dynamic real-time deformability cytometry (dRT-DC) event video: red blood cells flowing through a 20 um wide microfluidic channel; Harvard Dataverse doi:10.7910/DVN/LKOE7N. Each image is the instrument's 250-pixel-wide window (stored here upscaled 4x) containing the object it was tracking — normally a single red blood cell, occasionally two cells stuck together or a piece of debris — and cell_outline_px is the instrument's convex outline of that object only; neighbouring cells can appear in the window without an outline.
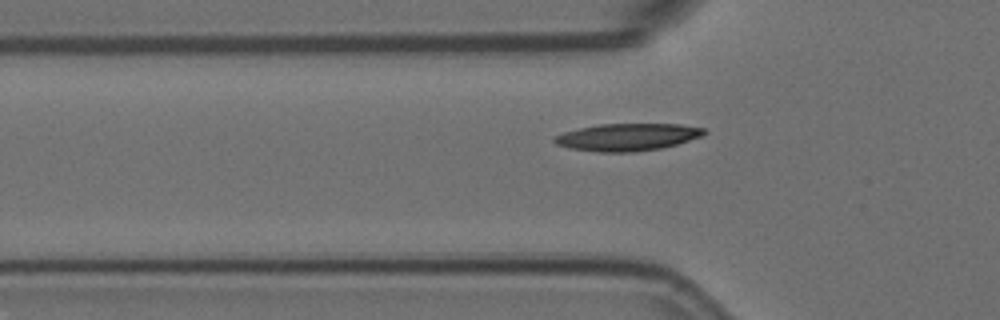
{"species": "Egyptian fruit bat (a non-hibernating species)", "species_latin": "Rousettus aegyptiacus", "temperature_condition": "room temperature", "stored_images_in_passage": 37, "camera_frame_rate_fps": 3000, "um_per_image_px": 0.085, "animal": {"sex": "female"}, "frame": {"image": 1, "passage_image": 2, "time_ms": 0.333, "image_size_px": [1000, 320], "cell_outline_px": [[708, 132], [700, 136], [676, 144], [660, 148], [632, 152], [596, 152], [572, 148], [556, 144], [552, 140], [552, 136], [564, 132], [580, 128], [600, 124], [680, 124], [704, 128]], "centroid_in_image_um": [53.3, 11.65], "position_along_channel_um": 72.5, "area_um2": 23.64}}
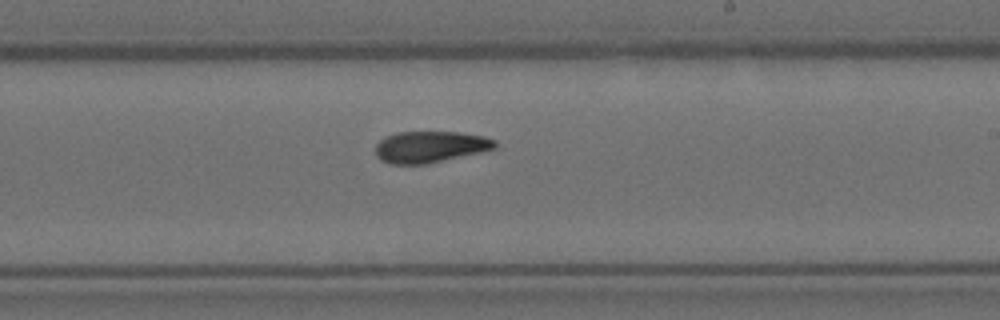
{"frame": {"image": 2, "passage_image": 17, "time_ms": 5.333, "image_size_px": [1000, 320], "cell_outline_px": [[496, 148], [480, 152], [428, 164], [388, 164], [380, 160], [376, 156], [376, 144], [380, 140], [396, 132], [456, 132], [484, 136], [496, 140]], "centroid_in_image_um": [36.55, 12.49], "position_along_channel_um": 252.5, "area_um2": 21.91}}
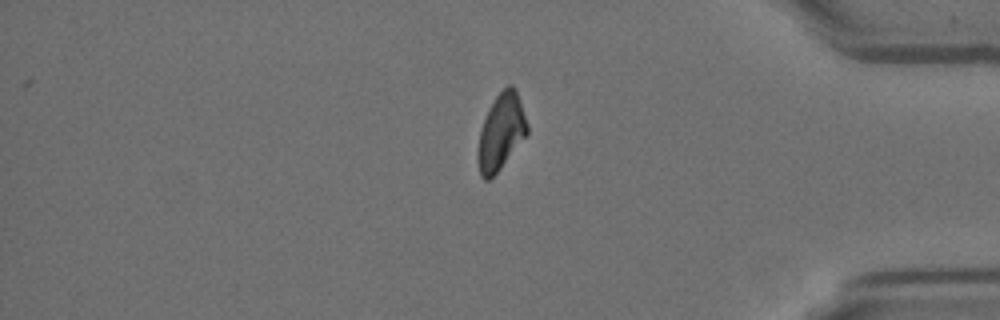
{"frame": {"image": 3, "passage_image": 31, "time_ms": 10.0, "image_size_px": [1000, 320], "cell_outline_px": [[528, 132], [500, 168], [488, 180], [484, 180], [480, 176], [476, 160], [476, 152], [480, 132], [488, 108], [496, 96], [508, 84], [512, 84], [516, 88], [528, 124]], "centroid_in_image_um": [42.56, 11.2], "position_along_channel_um": 392.6, "area_um2": 21.79}, "authors_computed_cell_mechanics": {"area_um2": 22.253, "velocity_mm_per_s": 3.5896, "shape_relaxation_time_tau1_ms": 8.1399, "shape_relaxation_time_tau2_ms": 8.3598, "deformation_change_tau1": 0.2242, "deformation_change_tau2": 0.1234}}